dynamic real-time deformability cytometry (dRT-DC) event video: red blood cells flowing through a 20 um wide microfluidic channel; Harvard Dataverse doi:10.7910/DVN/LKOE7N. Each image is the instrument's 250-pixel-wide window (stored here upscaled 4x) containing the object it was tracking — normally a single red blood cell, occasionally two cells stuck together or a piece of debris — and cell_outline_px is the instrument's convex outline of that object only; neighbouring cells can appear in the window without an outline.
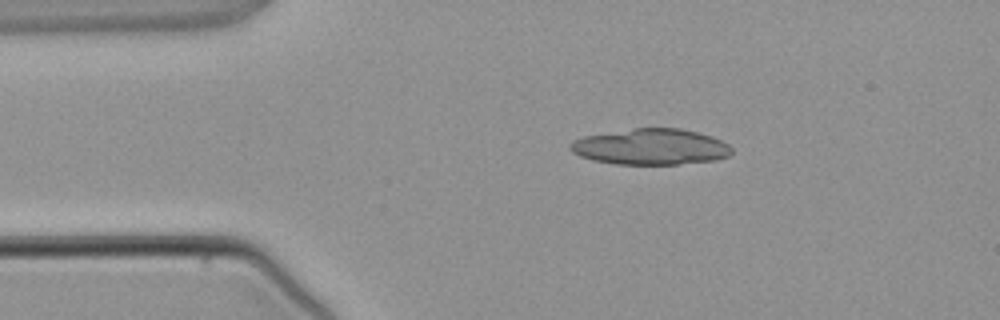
{"species": "common noctule bat (a hibernating species)", "species_latin": "Nyctalus noctula", "temperature_condition": "warm", "stored_images_in_passage": 2, "camera_frame_rate_fps": 3000, "um_per_image_px": 0.085, "animal": {"sex": "male", "body_mass_g": 21.5, "forearm_length_mm": 52.0}, "frame": {"image": 1, "passage_image": 1, "time_ms": 0.0, "image_size_px": [1000, 320], "cell_outline_px": [[732, 152], [728, 156], [716, 160], [680, 164], [616, 164], [592, 160], [580, 156], [572, 152], [568, 148], [568, 144], [572, 140], [584, 136], [636, 128], [680, 128], [712, 136], [728, 144], [732, 148]], "centroid_in_image_um": [55.3, 12.48], "position_along_channel_um": 29.7, "area_um2": 33.87}}